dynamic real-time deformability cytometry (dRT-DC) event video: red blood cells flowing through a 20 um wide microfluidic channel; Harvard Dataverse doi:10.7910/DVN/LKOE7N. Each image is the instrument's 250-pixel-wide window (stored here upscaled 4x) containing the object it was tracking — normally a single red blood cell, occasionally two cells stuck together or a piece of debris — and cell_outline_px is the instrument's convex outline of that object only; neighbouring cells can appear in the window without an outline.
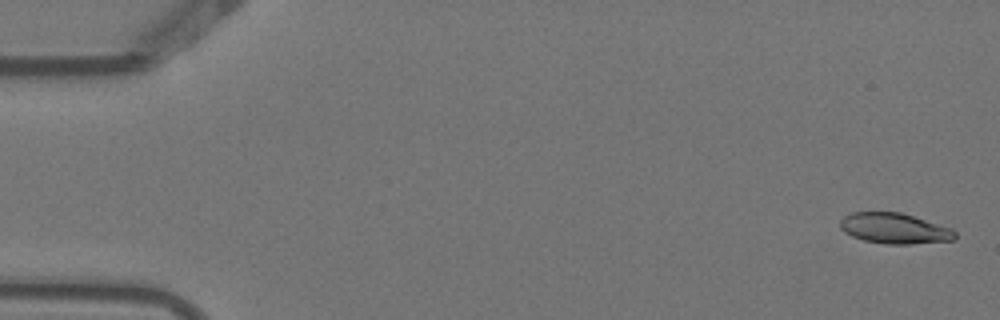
{"species": "Egyptian fruit bat (a non-hibernating species)", "species_latin": "Rousettus aegyptiacus", "temperature_condition": "warm", "stored_images_in_passage": 4, "camera_frame_rate_fps": 3000, "um_per_image_px": 0.085, "animal": {"sex": "female"}, "frame": {"image": 1, "passage_image": 1, "time_ms": 0.0, "image_size_px": [1000, 320], "cell_outline_px": [[956, 240], [912, 244], [884, 244], [864, 240], [852, 236], [844, 232], [840, 228], [840, 220], [844, 216], [852, 212], [900, 212], [952, 228], [956, 232]], "centroid_in_image_um": [76.04, 19.42], "position_along_channel_um": 9.0, "area_um2": 20.58}}
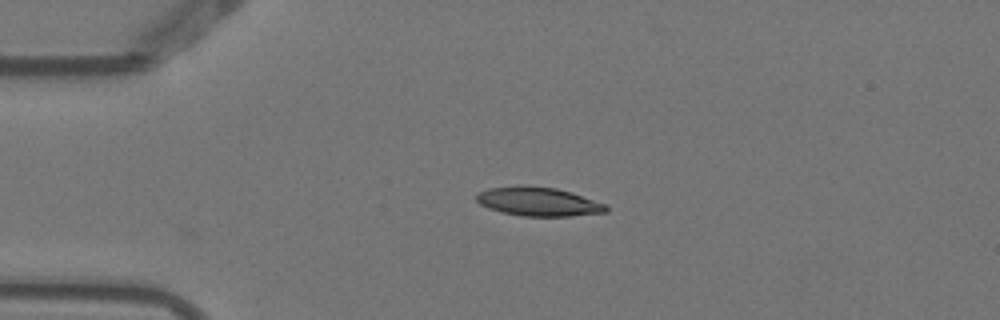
{"frame": {"image": 2, "passage_image": 4, "time_ms": 1.0, "image_size_px": [1000, 320], "cell_outline_px": [[608, 212], [568, 216], [520, 216], [500, 212], [488, 208], [480, 204], [476, 200], [476, 196], [480, 192], [488, 188], [520, 184], [556, 188], [572, 192], [608, 204]], "centroid_in_image_um": [45.77, 17.13], "position_along_channel_um": 39.2, "area_um2": 22.2}}